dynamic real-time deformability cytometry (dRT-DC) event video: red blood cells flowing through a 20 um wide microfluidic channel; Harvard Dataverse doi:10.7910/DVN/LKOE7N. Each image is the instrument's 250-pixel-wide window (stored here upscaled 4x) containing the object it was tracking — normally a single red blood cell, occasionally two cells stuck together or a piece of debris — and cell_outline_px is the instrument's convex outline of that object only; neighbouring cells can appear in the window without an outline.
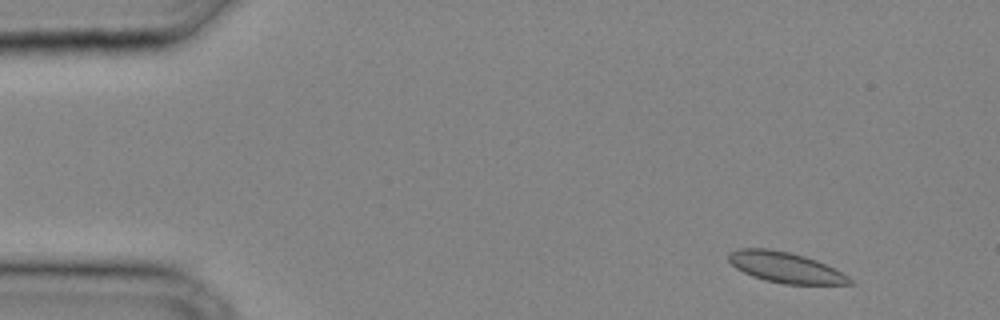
{"species": "common noctule bat (a hibernating species)", "species_latin": "Nyctalus noctula", "temperature_condition": "cold", "stored_images_in_passage": 31, "camera_frame_rate_fps": 3000, "um_per_image_px": 0.085, "animal": {"sex": "male", "body_mass_g": 20.4}, "frame": {"image": 1, "passage_image": 2, "time_ms": 0.333, "image_size_px": [1000, 320], "cell_outline_px": [[856, 284], [784, 284], [764, 280], [752, 276], [736, 268], [728, 260], [728, 252], [740, 248], [768, 248], [788, 252], [804, 256], [816, 260], [848, 276]], "centroid_in_image_um": [66.72, 22.73], "position_along_channel_um": 18.3, "area_um2": 21.44}}
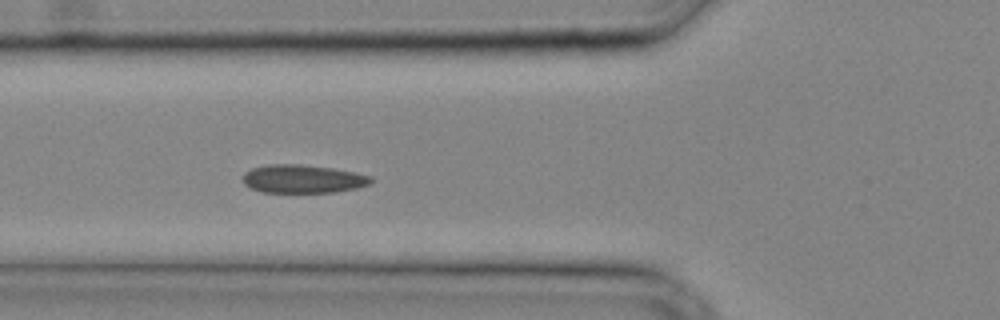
{"frame": {"image": 2, "passage_image": 11, "time_ms": 3.333, "image_size_px": [1000, 320], "cell_outline_px": [[376, 180], [368, 184], [356, 188], [336, 192], [264, 192], [252, 188], [244, 184], [244, 172], [252, 168], [268, 164], [300, 164], [332, 168], [356, 172], [372, 176]], "centroid_in_image_um": [25.78, 15.2], "position_along_channel_um": 100.0, "area_um2": 21.15}}
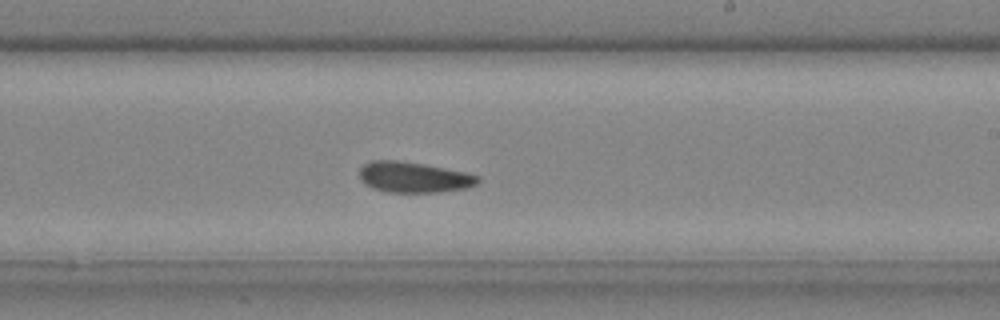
{"frame": {"image": 3, "passage_image": 19, "time_ms": 6.0, "image_size_px": [1000, 320], "cell_outline_px": [[480, 180], [476, 184], [468, 188], [436, 192], [388, 192], [372, 188], [364, 184], [360, 180], [360, 168], [364, 164], [372, 160], [400, 160], [424, 164], [464, 172], [480, 176]], "centroid_in_image_um": [35.15, 15.06], "position_along_channel_um": 253.9, "area_um2": 21.21}}